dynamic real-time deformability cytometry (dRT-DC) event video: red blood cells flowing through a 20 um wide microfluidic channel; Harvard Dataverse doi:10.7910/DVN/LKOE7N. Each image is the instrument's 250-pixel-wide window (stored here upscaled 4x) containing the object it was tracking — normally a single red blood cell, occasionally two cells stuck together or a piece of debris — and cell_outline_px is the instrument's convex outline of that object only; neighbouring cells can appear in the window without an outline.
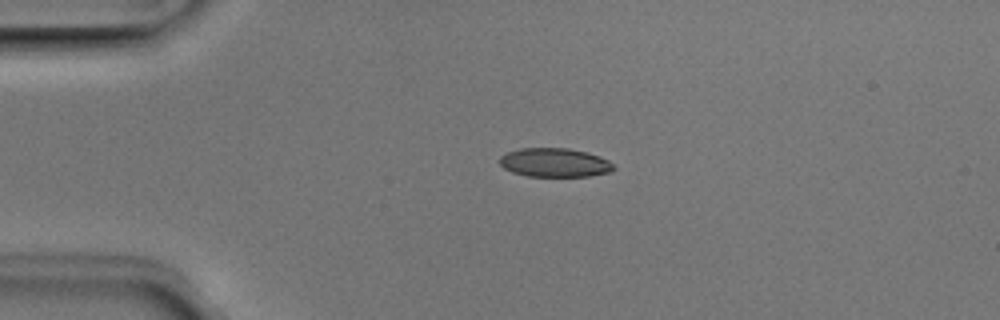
{"species": "Egyptian fruit bat (a non-hibernating species)", "species_latin": "Rousettus aegyptiacus", "temperature_condition": "room temperature", "stored_images_in_passage": 40, "camera_frame_rate_fps": 3000, "um_per_image_px": 0.085, "animal": {"sex": "male"}, "frame": {"image": 1, "passage_image": 1, "time_ms": 0.0, "image_size_px": [1000, 320], "cell_outline_px": [[616, 168], [612, 172], [588, 176], [528, 176], [512, 172], [504, 168], [500, 164], [500, 156], [508, 152], [520, 148], [568, 148], [588, 152], [600, 156], [608, 160]], "centroid_in_image_um": [47.17, 13.82], "position_along_channel_um": 37.8, "area_um2": 19.25}}
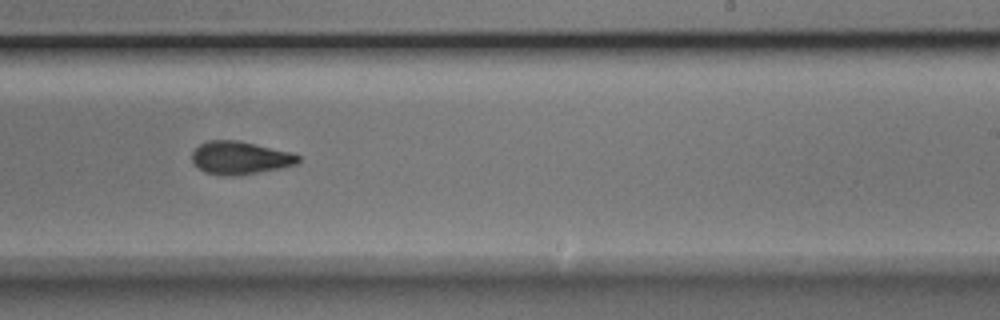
{"frame": {"image": 2, "passage_image": 21, "time_ms": 6.667, "image_size_px": [1000, 320], "cell_outline_px": [[300, 160], [296, 164], [280, 168], [240, 176], [220, 176], [204, 172], [192, 160], [192, 152], [200, 144], [208, 140], [236, 140], [292, 152], [300, 156]], "centroid_in_image_um": [20.41, 13.43], "position_along_channel_um": 268.6, "area_um2": 20.46}}
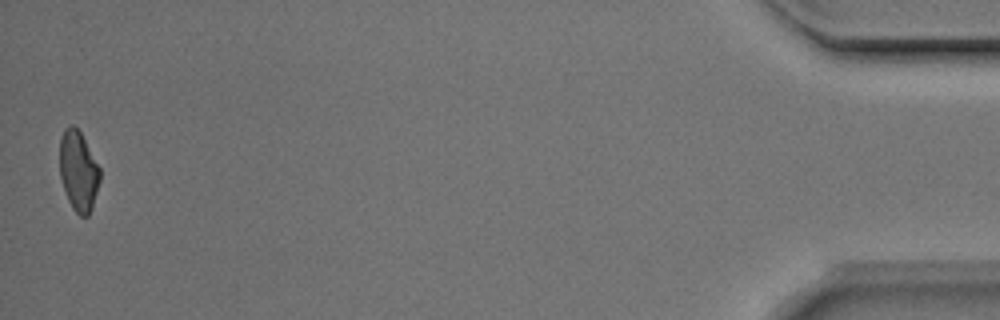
{"frame": {"image": 3, "passage_image": 40, "time_ms": 13.0, "image_size_px": [1000, 320], "cell_outline_px": [[100, 180], [92, 208], [88, 216], [80, 216], [72, 208], [68, 200], [60, 176], [60, 140], [64, 128], [68, 124], [72, 124], [80, 132], [100, 168]], "centroid_in_image_um": [6.66, 14.53], "position_along_channel_um": 428.5, "area_um2": 18.67}, "authors_computed_cell_mechanics": {"area_um2": 20.1433, "velocity_mm_per_s": 3.9713, "shape_relaxation_time_tau1_ms": 7.223, "shape_relaxation_time_tau2_ms": 4.511, "deformation_change_tau1": 0.1778, "deformation_change_tau2": 0.0999}}